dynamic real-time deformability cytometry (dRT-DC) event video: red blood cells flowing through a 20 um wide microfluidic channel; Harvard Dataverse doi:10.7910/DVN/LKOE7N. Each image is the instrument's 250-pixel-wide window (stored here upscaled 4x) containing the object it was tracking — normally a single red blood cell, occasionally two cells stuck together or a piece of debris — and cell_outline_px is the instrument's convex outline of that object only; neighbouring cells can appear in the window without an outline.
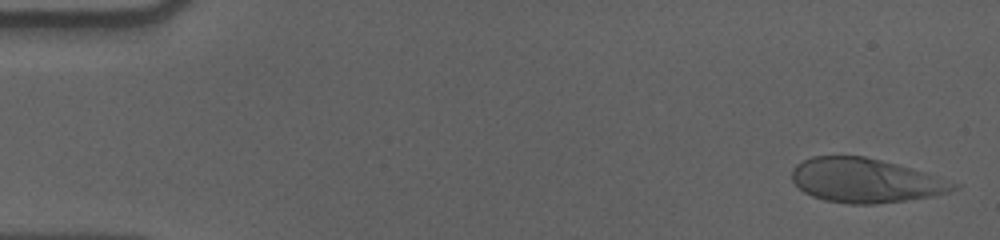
{"species": "human", "species_latin": "Homo sapiens", "temperature_condition": "cold", "stored_images_in_passage": 56, "camera_frame_rate_fps": 3000, "um_per_image_px": 0.085, "donor": {"sex": "male"}, "frame": {"image": 1, "passage_image": 2, "time_ms": 0.333, "image_size_px": [1000, 240], "cell_outline_px": [[960, 188], [948, 192], [932, 196], [876, 204], [848, 204], [824, 200], [812, 196], [804, 192], [792, 180], [792, 168], [796, 164], [812, 156], [864, 156], [912, 168], [960, 184]], "centroid_in_image_um": [73.55, 15.34], "position_along_channel_um": 11.4, "area_um2": 41.5}}
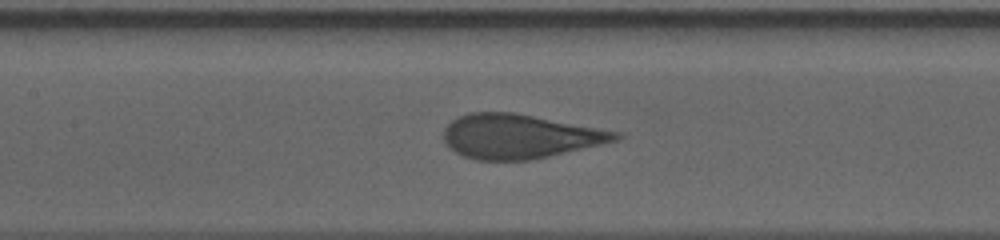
{"frame": {"image": 2, "passage_image": 26, "time_ms": 8.333, "image_size_px": [1000, 240], "cell_outline_px": [[624, 136], [620, 140], [532, 160], [476, 160], [464, 156], [448, 148], [444, 140], [444, 128], [452, 120], [468, 112], [512, 112], [620, 132]], "centroid_in_image_um": [44.16, 11.59], "position_along_channel_um": 163.2, "area_um2": 44.27}}
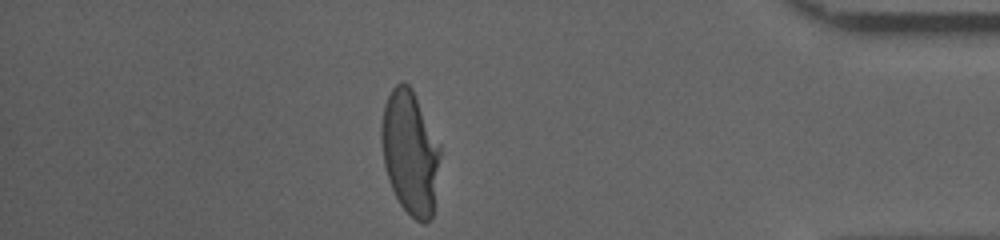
{"frame": {"image": 3, "passage_image": 49, "time_ms": 16.0, "image_size_px": [1000, 240], "cell_outline_px": [[440, 156], [432, 220], [424, 224], [416, 220], [400, 204], [388, 180], [384, 164], [380, 140], [380, 124], [384, 104], [392, 88], [400, 80], [404, 80], [412, 88], [440, 144]], "centroid_in_image_um": [34.84, 12.93], "position_along_channel_um": 400.4, "area_um2": 42.71}, "authors_computed_cell_mechanics": {"area_um2": 43.9858, "velocity_mm_per_s": 3.5716, "shape_relaxation_time_tau1_ms": 5.7238, "shape_relaxation_time_tau2_ms": null, "deformation_change_tau1": 0.2149, "deformation_change_tau2": null}}